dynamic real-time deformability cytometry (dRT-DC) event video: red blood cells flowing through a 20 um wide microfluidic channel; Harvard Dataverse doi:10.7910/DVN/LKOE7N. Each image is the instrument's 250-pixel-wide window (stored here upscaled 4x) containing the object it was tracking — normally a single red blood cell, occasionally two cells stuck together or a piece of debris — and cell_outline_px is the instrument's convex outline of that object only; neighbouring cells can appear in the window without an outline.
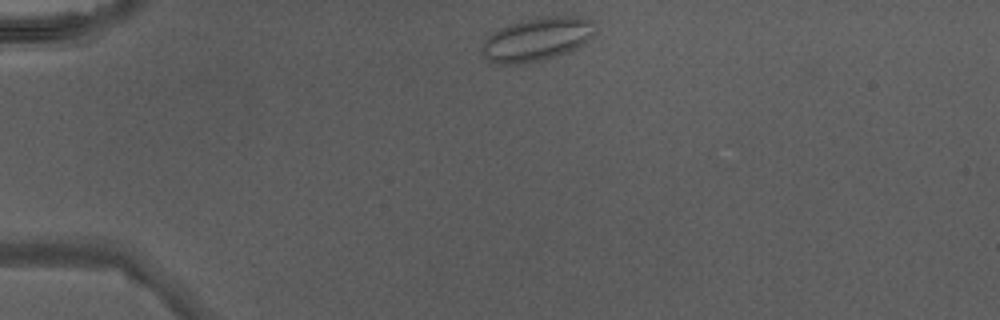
{"species": "Egyptian fruit bat (a non-hibernating species)", "species_latin": "Rousettus aegyptiacus", "temperature_condition": "warm", "stored_images_in_passage": 36, "camera_frame_rate_fps": 3000, "um_per_image_px": 0.085, "animal": {"sex": "male"}, "frame": {"image": 1, "passage_image": 1, "time_ms": 0.0, "image_size_px": [1000, 320], "cell_outline_px": [[596, 32], [584, 44], [572, 52], [540, 60], [520, 64], [492, 64], [480, 52], [480, 44], [488, 32], [496, 28], [508, 24], [524, 20], [548, 16], [580, 16], [592, 20]], "centroid_in_image_um": [45.58, 3.34], "position_along_channel_um": 39.4, "area_um2": 29.48}}
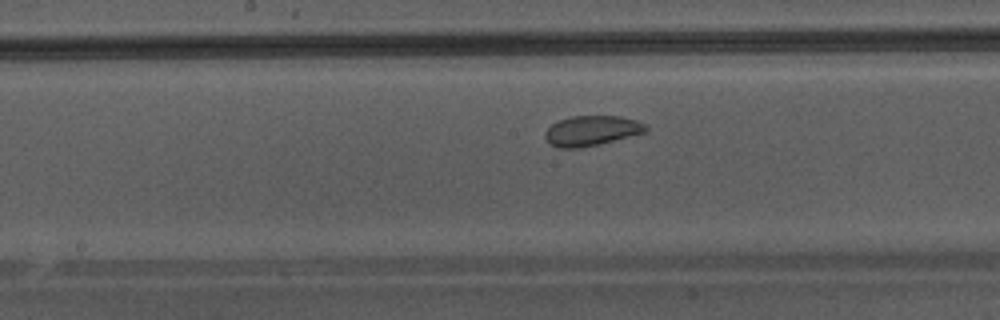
{"frame": {"image": 2, "passage_image": 15, "time_ms": 4.667, "image_size_px": [1000, 320], "cell_outline_px": [[648, 132], [600, 144], [580, 148], [556, 148], [548, 144], [544, 136], [544, 132], [552, 124], [560, 120], [572, 116], [620, 116], [636, 120], [644, 124], [648, 128]], "centroid_in_image_um": [50.28, 11.13], "position_along_channel_um": 197.9, "area_um2": 17.86}}
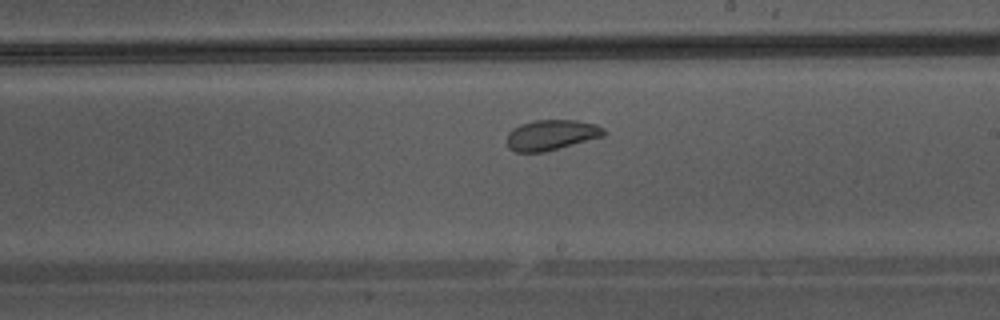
{"frame": {"image": 3, "passage_image": 18, "time_ms": 5.667, "image_size_px": [1000, 320], "cell_outline_px": [[608, 132], [604, 136], [544, 152], [516, 152], [508, 148], [508, 132], [512, 128], [520, 124], [536, 120], [576, 120], [596, 124], [604, 128]], "centroid_in_image_um": [46.88, 11.46], "position_along_channel_um": 242.1, "area_um2": 17.22}}